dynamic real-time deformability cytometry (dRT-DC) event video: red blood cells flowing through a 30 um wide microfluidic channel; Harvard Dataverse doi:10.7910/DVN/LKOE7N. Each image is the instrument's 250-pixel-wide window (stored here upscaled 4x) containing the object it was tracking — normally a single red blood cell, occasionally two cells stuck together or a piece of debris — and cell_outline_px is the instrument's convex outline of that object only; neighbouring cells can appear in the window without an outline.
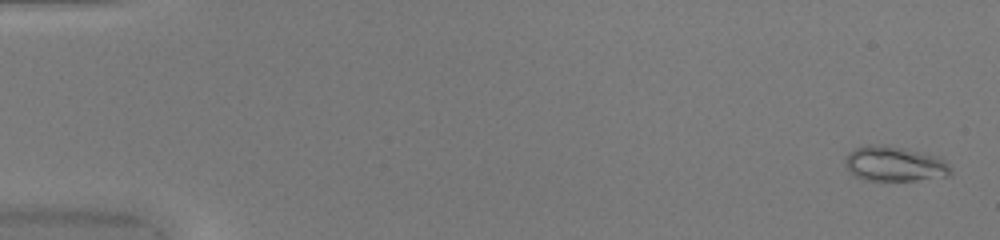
{"species": "common noctule bat (a hibernating species)", "species_latin": "Nyctalus noctula", "temperature_condition": "warm", "stored_images_in_passage": 50, "camera_frame_rate_fps": 3000, "um_per_image_px": 0.085, "animal": {"sex": "female", "body_mass_g": 20.0, "forearm_length_mm": 54.0}, "frame": {"image": 1, "passage_image": 2, "time_ms": 0.333, "image_size_px": [1000, 240], "cell_outline_px": [[952, 172], [948, 176], [916, 180], [864, 180], [856, 176], [844, 164], [844, 160], [848, 152], [856, 148], [868, 144], [872, 144], [904, 148], [940, 156], [948, 164]], "centroid_in_image_um": [76.04, 13.92], "position_along_channel_um": 9.0, "area_um2": 21.44}}
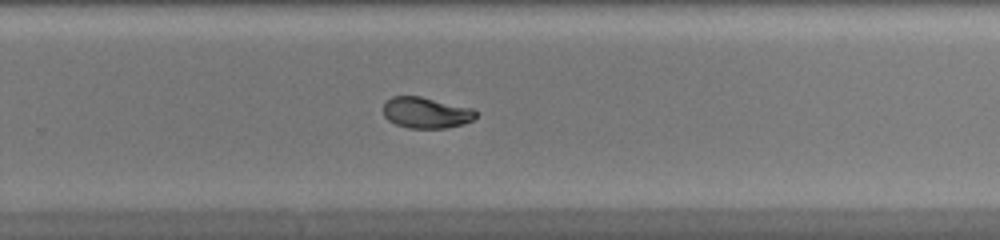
{"frame": {"image": 2, "passage_image": 34, "time_ms": 11.0, "image_size_px": [1000, 240], "cell_outline_px": [[476, 116], [472, 120], [464, 124], [448, 128], [408, 128], [396, 124], [388, 120], [384, 116], [384, 104], [392, 96], [420, 96], [472, 108], [476, 112]], "centroid_in_image_um": [36.22, 9.58], "position_along_channel_um": 293.6, "area_um2": 16.7}}
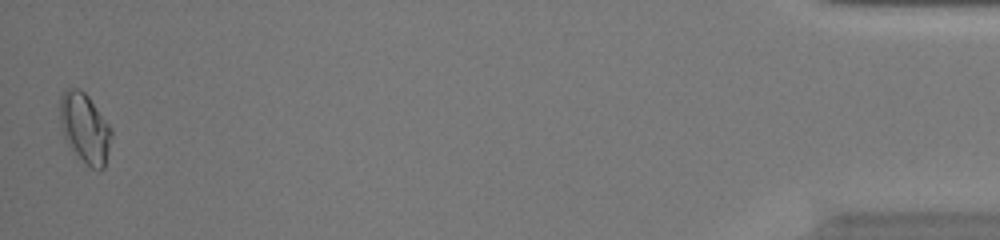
{"frame": {"image": 3, "passage_image": 50, "time_ms": 16.333, "image_size_px": [1000, 240], "cell_outline_px": [[112, 136], [104, 168], [100, 172], [84, 164], [68, 144], [64, 136], [60, 120], [60, 96], [64, 88], [76, 88], [84, 92], [88, 96], [112, 128]], "centroid_in_image_um": [7.22, 10.9], "position_along_channel_um": 428.0, "area_um2": 21.04}, "authors_computed_cell_mechanics": {"area_um2": 17.7446, "velocity_mm_per_s": 4.1688, "shape_relaxation_time_tau1_ms": 4.3826, "shape_relaxation_time_tau2_ms": 1.4492, "deformation_change_tau1": 0.1839, "deformation_change_tau2": 0.0483}}